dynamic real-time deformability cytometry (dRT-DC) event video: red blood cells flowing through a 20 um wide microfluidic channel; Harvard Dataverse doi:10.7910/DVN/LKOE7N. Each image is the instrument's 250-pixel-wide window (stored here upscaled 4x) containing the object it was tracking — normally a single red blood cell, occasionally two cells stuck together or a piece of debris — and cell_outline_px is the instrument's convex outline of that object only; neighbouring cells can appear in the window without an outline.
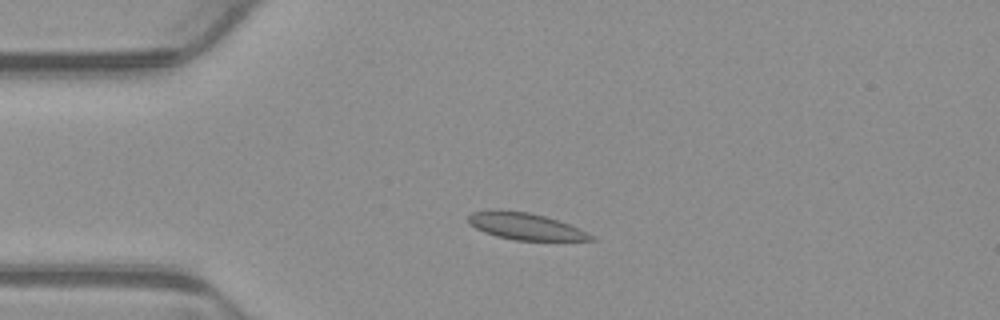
{"species": "common noctule bat (a hibernating species)", "species_latin": "Nyctalus noctula", "temperature_condition": "warm", "stored_images_in_passage": 3, "camera_frame_rate_fps": 3000, "um_per_image_px": 0.085, "animal": {"sex": "male", "body_mass_g": 23.1, "forearm_length_mm": 52.7}, "frame": {"image": 1, "passage_image": 2, "time_ms": 0.333, "image_size_px": [1000, 320], "cell_outline_px": [[596, 240], [516, 240], [496, 236], [484, 232], [476, 228], [468, 220], [468, 216], [472, 212], [496, 208], [528, 212], [544, 216], [580, 228], [596, 236]], "centroid_in_image_um": [44.66, 19.22], "position_along_channel_um": 40.3, "area_um2": 19.19}}